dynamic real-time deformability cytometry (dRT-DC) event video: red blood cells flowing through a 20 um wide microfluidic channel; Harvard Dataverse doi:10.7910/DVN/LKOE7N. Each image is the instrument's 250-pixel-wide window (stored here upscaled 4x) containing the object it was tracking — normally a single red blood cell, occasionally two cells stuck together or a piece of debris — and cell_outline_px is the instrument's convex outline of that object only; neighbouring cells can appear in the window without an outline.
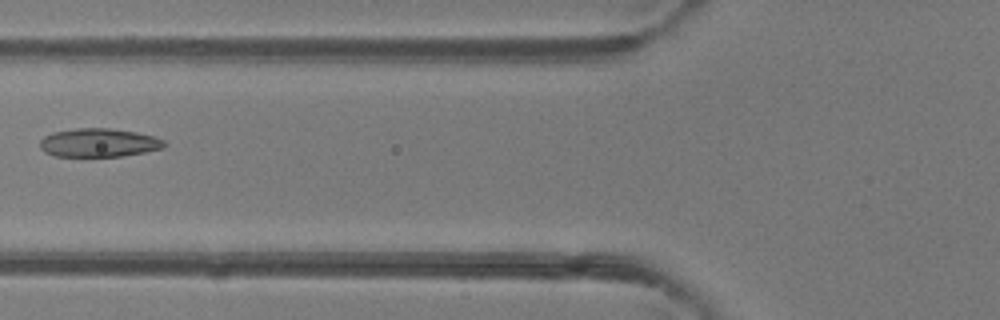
{"species": "common noctule bat (a hibernating species)", "species_latin": "Nyctalus noctula", "temperature_condition": "room temperature", "stored_images_in_passage": 6, "camera_frame_rate_fps": 3000, "um_per_image_px": 0.085, "animal": {"sex": "female"}, "frame": {"image": 1, "passage_image": 6, "time_ms": 6.333, "image_size_px": [1000, 320], "cell_outline_px": [[168, 144], [164, 148], [144, 152], [120, 156], [56, 156], [44, 152], [40, 148], [40, 140], [44, 136], [52, 132], [76, 128], [108, 128], [136, 132], [156, 136], [164, 140]], "centroid_in_image_um": [8.41, 12.12], "position_along_channel_um": 117.4, "area_um2": 20.81}}